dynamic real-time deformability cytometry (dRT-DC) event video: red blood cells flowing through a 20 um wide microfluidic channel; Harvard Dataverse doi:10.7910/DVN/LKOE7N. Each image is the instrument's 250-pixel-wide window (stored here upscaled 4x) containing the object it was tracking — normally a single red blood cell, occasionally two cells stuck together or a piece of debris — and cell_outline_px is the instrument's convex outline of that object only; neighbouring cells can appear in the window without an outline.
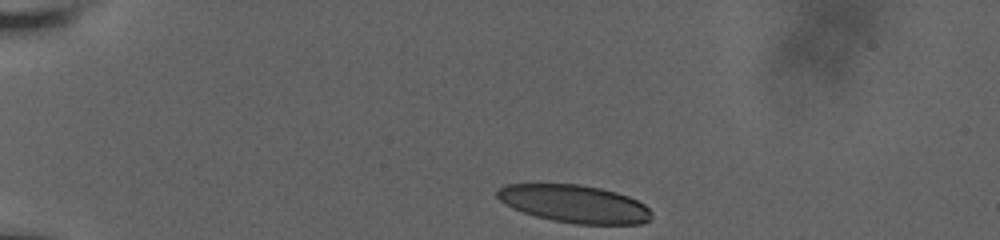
{"species": "human", "species_latin": "Homo sapiens", "temperature_condition": "room temperature", "stored_images_in_passage": 28, "camera_frame_rate_fps": 3000, "um_per_image_px": 0.085, "donor": {"sex": "male"}, "frame": {"image": 1, "passage_image": 1, "time_ms": 0.0, "image_size_px": [1000, 240], "cell_outline_px": [[652, 220], [640, 224], [576, 224], [552, 220], [536, 216], [512, 208], [504, 204], [496, 196], [496, 192], [500, 188], [508, 184], [580, 184], [600, 188], [616, 192], [628, 196], [644, 204], [652, 212]], "centroid_in_image_um": [48.85, 17.33], "position_along_channel_um": 36.2, "area_um2": 33.99}}
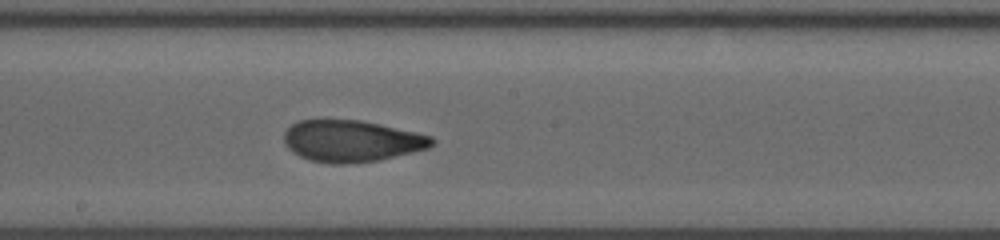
{"frame": {"image": 2, "passage_image": 16, "time_ms": 5.0, "image_size_px": [1000, 240], "cell_outline_px": [[436, 140], [428, 148], [380, 160], [348, 164], [332, 164], [308, 160], [292, 152], [284, 144], [284, 132], [292, 124], [300, 120], [360, 120], [380, 124], [416, 132], [432, 136]], "centroid_in_image_um": [29.87, 11.99], "position_along_channel_um": 218.3, "area_um2": 35.95}}
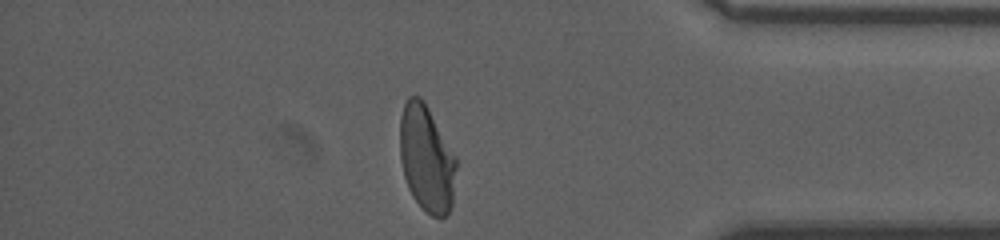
{"frame": {"image": 3, "passage_image": 28, "time_ms": 9.0, "image_size_px": [1000, 240], "cell_outline_px": [[456, 168], [452, 204], [448, 212], [440, 220], [432, 216], [412, 196], [408, 188], [404, 176], [400, 160], [400, 116], [404, 104], [408, 96], [420, 96], [424, 100], [456, 156]], "centroid_in_image_um": [36.25, 13.46], "position_along_channel_um": 398.9, "area_um2": 35.08}}